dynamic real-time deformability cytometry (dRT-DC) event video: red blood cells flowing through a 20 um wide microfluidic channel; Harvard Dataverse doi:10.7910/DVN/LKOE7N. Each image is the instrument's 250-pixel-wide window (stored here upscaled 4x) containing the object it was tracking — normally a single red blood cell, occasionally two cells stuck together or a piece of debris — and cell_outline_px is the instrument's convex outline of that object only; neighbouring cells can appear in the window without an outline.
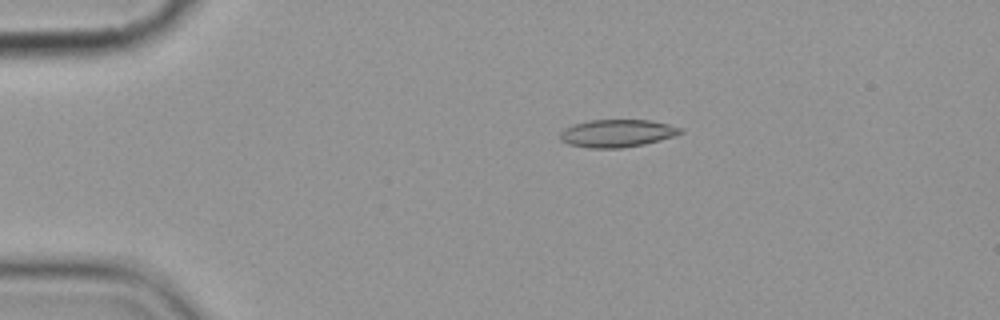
{"species": "common noctule bat (a hibernating species)", "species_latin": "Nyctalus noctula", "temperature_condition": "cold", "stored_images_in_passage": 8, "camera_frame_rate_fps": 3000, "um_per_image_px": 0.085, "animal": {"sex": "female", "body_mass_g": 19.9}, "frame": {"image": 1, "passage_image": 4, "time_ms": 3.333, "image_size_px": [1000, 320], "cell_outline_px": [[684, 132], [676, 136], [644, 144], [620, 148], [588, 148], [568, 144], [560, 140], [560, 132], [564, 128], [572, 124], [592, 120], [652, 120], [684, 128]], "centroid_in_image_um": [52.47, 11.33], "position_along_channel_um": 32.5, "area_um2": 19.59}}
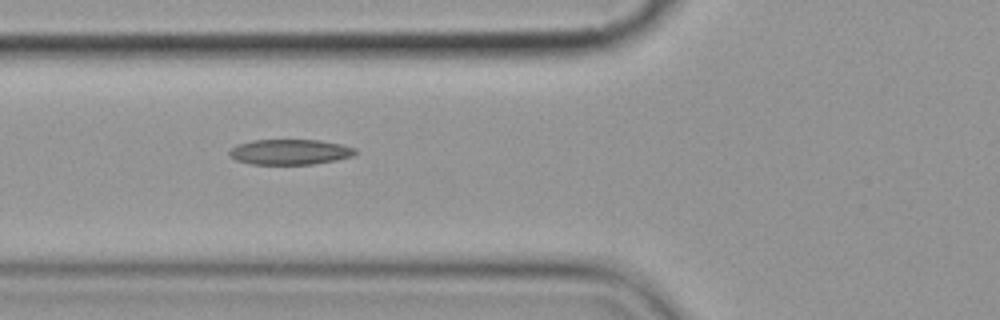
{"frame": {"image": 2, "passage_image": 7, "time_ms": 6.667, "image_size_px": [1000, 320], "cell_outline_px": [[356, 152], [352, 156], [336, 160], [312, 164], [252, 164], [236, 160], [228, 152], [236, 144], [252, 140], [320, 140], [340, 144], [356, 148]], "centroid_in_image_um": [24.64, 12.91], "position_along_channel_um": 101.2, "area_um2": 18.5}}
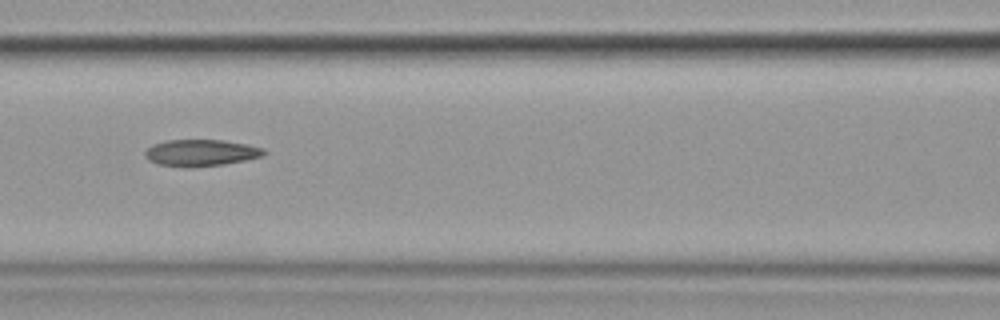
{"frame": {"image": 3, "passage_image": 8, "time_ms": 8.0, "image_size_px": [1000, 320], "cell_outline_px": [[268, 152], [264, 156], [224, 164], [192, 168], [188, 168], [156, 164], [148, 160], [144, 156], [144, 152], [152, 144], [168, 140], [224, 140], [248, 144], [264, 148]], "centroid_in_image_um": [17.08, 12.99], "position_along_channel_um": 149.5, "area_um2": 18.79}}